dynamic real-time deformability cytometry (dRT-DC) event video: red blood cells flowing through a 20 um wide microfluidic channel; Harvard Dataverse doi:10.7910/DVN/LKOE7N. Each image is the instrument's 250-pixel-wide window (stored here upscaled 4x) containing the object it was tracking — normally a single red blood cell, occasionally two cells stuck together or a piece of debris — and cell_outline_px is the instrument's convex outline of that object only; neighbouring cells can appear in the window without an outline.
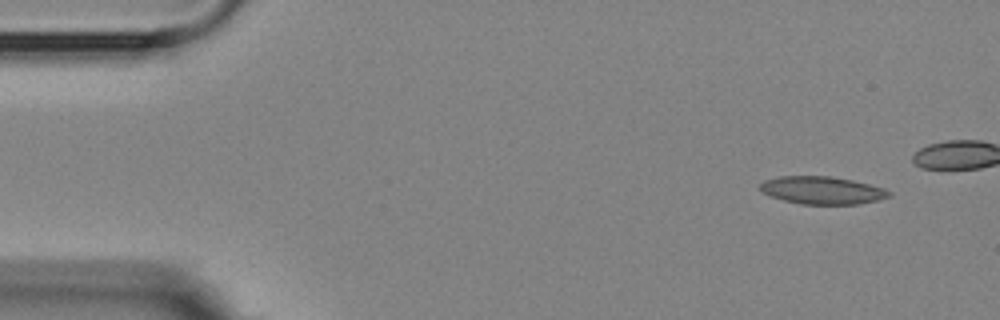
{"species": "Egyptian fruit bat (a non-hibernating species)", "species_latin": "Rousettus aegyptiacus", "temperature_condition": "room temperature", "stored_images_in_passage": 4, "camera_frame_rate_fps": 3000, "um_per_image_px": 0.085, "animal": {"sex": "female"}, "frame": {"image": 1, "passage_image": 1, "time_ms": 0.0, "image_size_px": [1000, 320], "cell_outline_px": [[892, 196], [876, 200], [856, 204], [800, 204], [784, 200], [760, 192], [760, 184], [764, 180], [780, 176], [832, 176], [852, 180], [884, 188], [892, 192]], "centroid_in_image_um": [69.88, 16.17], "position_along_channel_um": 15.1, "area_um2": 20.75}}